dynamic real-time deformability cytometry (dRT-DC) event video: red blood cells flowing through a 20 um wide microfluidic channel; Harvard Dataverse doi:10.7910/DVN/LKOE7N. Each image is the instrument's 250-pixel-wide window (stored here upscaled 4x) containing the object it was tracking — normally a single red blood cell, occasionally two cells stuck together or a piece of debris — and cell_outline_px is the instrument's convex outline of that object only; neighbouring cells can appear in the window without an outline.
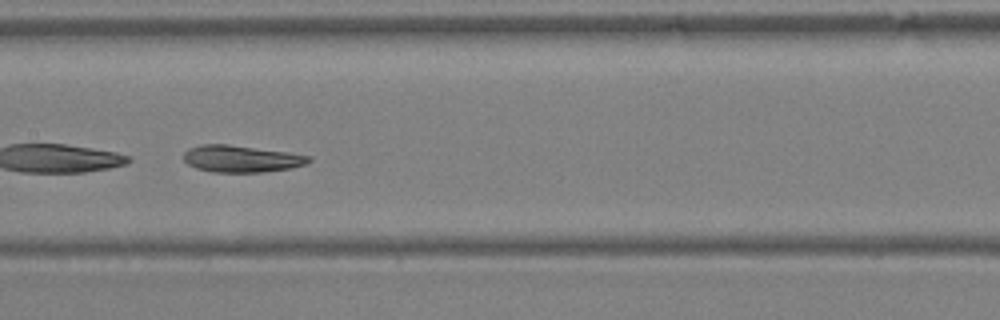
{"species": "Egyptian fruit bat (a non-hibernating species)", "species_latin": "Rousettus aegyptiacus", "temperature_condition": "warm", "stored_images_in_passage": 28, "camera_frame_rate_fps": 3000, "um_per_image_px": 0.085, "animal": {"sex": "female"}, "frame": {"image": 1, "passage_image": 9, "time_ms": 2.667, "image_size_px": [1000, 320], "cell_outline_px": [[312, 160], [308, 164], [292, 168], [264, 172], [212, 172], [196, 168], [188, 164], [184, 160], [184, 152], [188, 148], [200, 144], [228, 144], [288, 152], [312, 156]], "centroid_in_image_um": [20.54, 13.49], "position_along_channel_um": 186.9, "area_um2": 19.83}}
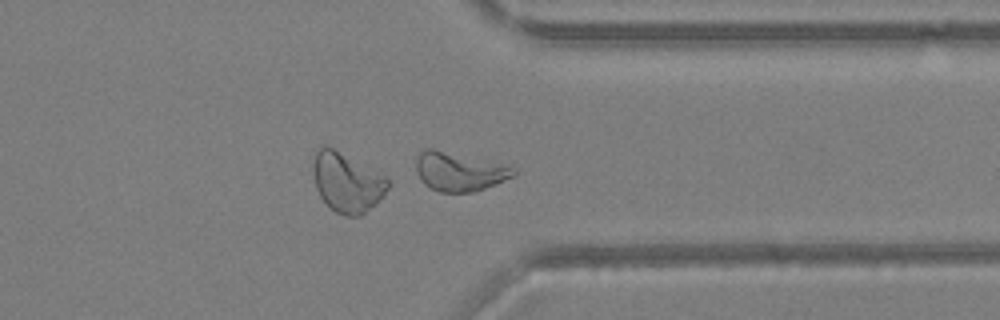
{"frame": {"image": 2, "passage_image": 20, "time_ms": 6.333, "image_size_px": [1000, 320], "cell_outline_px": [[516, 172], [512, 176], [504, 180], [476, 192], [440, 192], [424, 184], [420, 180], [416, 172], [416, 156], [424, 148], [432, 148], [508, 164], [516, 168]], "centroid_in_image_um": [39.03, 14.56], "position_along_channel_um": 372.4, "area_um2": 22.37}}